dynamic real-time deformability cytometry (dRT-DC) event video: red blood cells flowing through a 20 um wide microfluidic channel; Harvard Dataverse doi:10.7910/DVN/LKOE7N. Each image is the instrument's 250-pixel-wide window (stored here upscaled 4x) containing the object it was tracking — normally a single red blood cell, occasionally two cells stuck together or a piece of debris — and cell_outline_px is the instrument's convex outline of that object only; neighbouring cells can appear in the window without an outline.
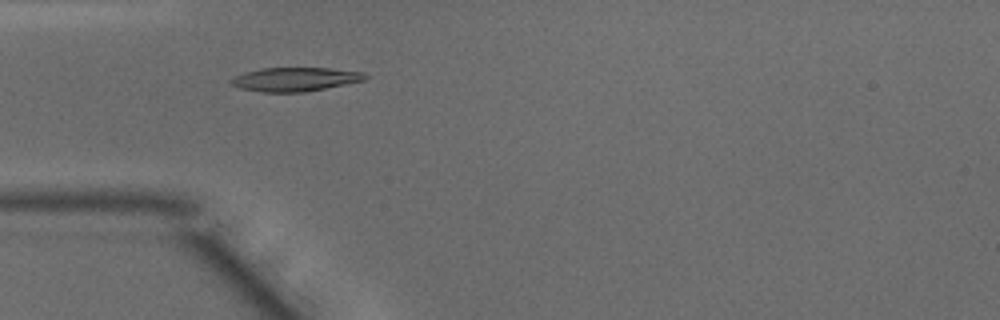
{"species": "common noctule bat (a hibernating species)", "species_latin": "Nyctalus noctula", "temperature_condition": "warm", "stored_images_in_passage": 37, "camera_frame_rate_fps": 3000, "um_per_image_px": 0.085, "animal": {"sex": "male", "body_mass_g": 15.6}, "frame": {"image": 1, "passage_image": 7, "time_ms": 2.0, "image_size_px": [1000, 320], "cell_outline_px": [[368, 80], [304, 92], [264, 92], [240, 88], [232, 84], [232, 80], [236, 76], [244, 72], [260, 68], [328, 68], [364, 72], [368, 76]], "centroid_in_image_um": [25.15, 6.73], "position_along_channel_um": 59.8, "area_um2": 18.55}}
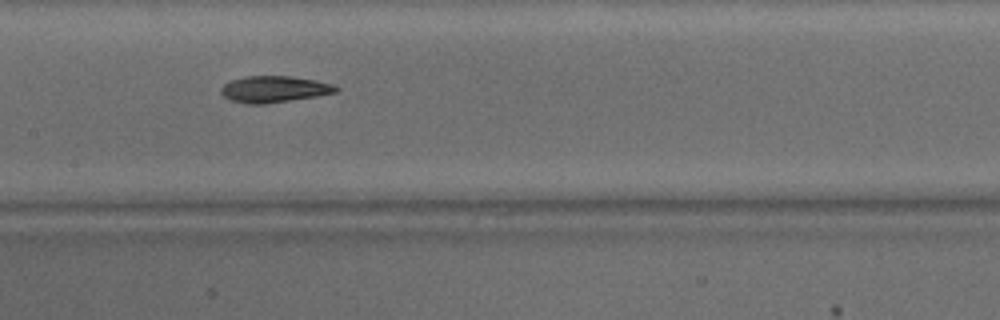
{"frame": {"image": 2, "passage_image": 16, "time_ms": 5.0, "image_size_px": [1000, 320], "cell_outline_px": [[340, 88], [336, 92], [316, 96], [264, 104], [244, 104], [228, 100], [220, 92], [220, 88], [224, 84], [232, 80], [244, 76], [288, 76], [316, 80], [336, 84]], "centroid_in_image_um": [23.29, 7.58], "position_along_channel_um": 184.1, "area_um2": 17.86}}
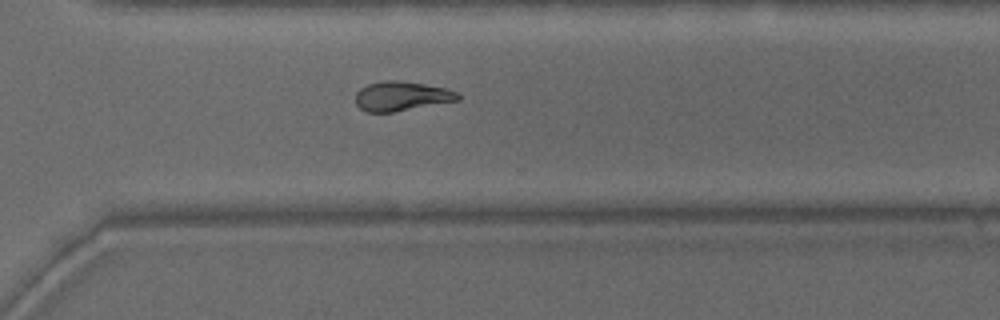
{"frame": {"image": 3, "passage_image": 27, "time_ms": 8.667, "image_size_px": [1000, 320], "cell_outline_px": [[460, 100], [392, 112], [368, 112], [360, 108], [356, 104], [356, 92], [360, 88], [368, 84], [384, 80], [400, 80], [424, 84], [444, 88], [456, 92], [460, 96]], "centroid_in_image_um": [34.11, 8.17], "position_along_channel_um": 336.5, "area_um2": 17.46}, "authors_computed_cell_mechanics": {"area_um2": 17.8024, "velocity_mm_per_s": 4.1635, "shape_relaxation_time_tau1_ms": 4.8808, "shape_relaxation_time_tau2_ms": 2.551, "deformation_change_tau1": 0.1683, "deformation_change_tau2": 0.0691}}